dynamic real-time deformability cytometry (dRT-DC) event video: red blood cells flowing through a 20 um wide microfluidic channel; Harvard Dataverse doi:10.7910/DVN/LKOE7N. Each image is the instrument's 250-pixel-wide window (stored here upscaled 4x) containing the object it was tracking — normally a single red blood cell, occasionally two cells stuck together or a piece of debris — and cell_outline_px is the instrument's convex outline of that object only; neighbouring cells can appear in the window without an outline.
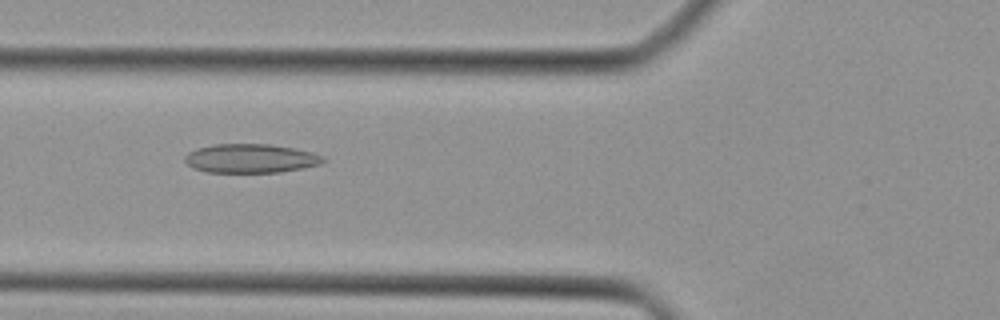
{"species": "Egyptian fruit bat (a non-hibernating species)", "species_latin": "Rousettus aegyptiacus", "temperature_condition": "cold", "stored_images_in_passage": 32, "camera_frame_rate_fps": 3000, "um_per_image_px": 0.085, "animal": {"sex": "female"}, "frame": {"image": 1, "passage_image": 5, "time_ms": 1.333, "image_size_px": [1000, 320], "cell_outline_px": [[328, 160], [320, 164], [304, 168], [280, 172], [204, 172], [192, 168], [184, 160], [184, 156], [188, 152], [196, 148], [216, 144], [272, 144], [296, 148], [312, 152], [324, 156]], "centroid_in_image_um": [21.33, 13.46], "position_along_channel_um": 104.5, "area_um2": 23.64}}
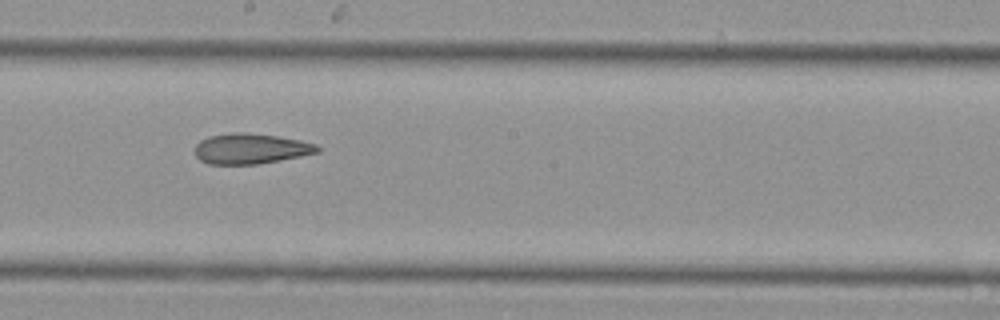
{"frame": {"image": 2, "passage_image": 13, "time_ms": 4.0, "image_size_px": [1000, 320], "cell_outline_px": [[320, 152], [300, 156], [256, 164], [208, 164], [200, 160], [196, 156], [196, 144], [200, 140], [208, 136], [232, 132], [244, 132], [276, 136], [300, 140], [316, 144], [320, 148]], "centroid_in_image_um": [21.29, 12.63], "position_along_channel_um": 226.9, "area_um2": 21.62}}
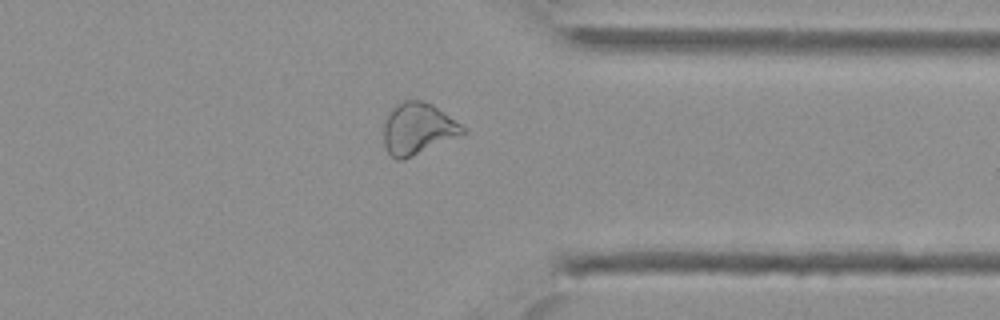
{"frame": {"image": 3, "passage_image": 23, "time_ms": 7.333, "image_size_px": [1000, 320], "cell_outline_px": [[468, 132], [464, 136], [404, 160], [396, 160], [388, 152], [384, 144], [384, 124], [392, 108], [396, 104], [404, 100], [420, 100], [432, 104], [460, 124]], "centroid_in_image_um": [35.55, 10.97], "position_along_channel_um": 375.8, "area_um2": 24.04}}